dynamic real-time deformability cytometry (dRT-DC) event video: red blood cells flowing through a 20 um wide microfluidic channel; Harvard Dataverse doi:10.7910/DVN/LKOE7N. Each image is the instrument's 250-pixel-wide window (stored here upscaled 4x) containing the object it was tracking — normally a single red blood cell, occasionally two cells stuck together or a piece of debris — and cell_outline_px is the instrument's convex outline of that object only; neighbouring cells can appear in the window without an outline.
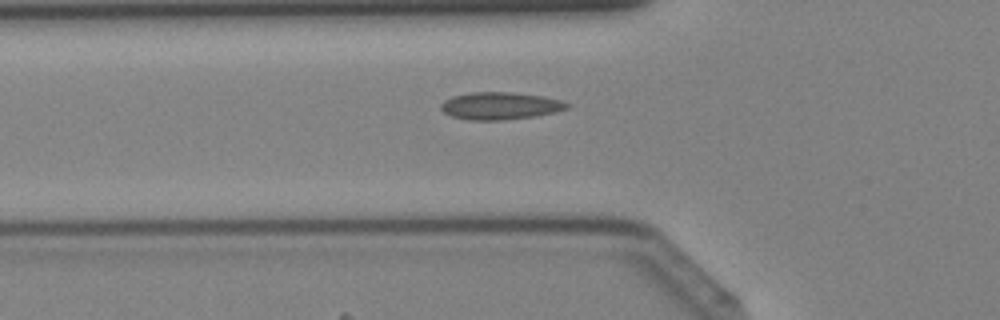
{"species": "Egyptian fruit bat (a non-hibernating species)", "species_latin": "Rousettus aegyptiacus", "temperature_condition": "cold", "stored_images_in_passage": 42, "camera_frame_rate_fps": 3000, "um_per_image_px": 0.085, "animal": {"sex": "female"}, "frame": {"image": 1, "passage_image": 15, "time_ms": 4.667, "image_size_px": [1000, 320], "cell_outline_px": [[572, 104], [568, 108], [552, 112], [532, 116], [504, 120], [472, 120], [452, 116], [444, 112], [440, 108], [440, 104], [444, 100], [452, 96], [468, 92], [512, 92], [544, 96], [560, 100]], "centroid_in_image_um": [42.49, 8.98], "position_along_channel_um": 83.3, "area_um2": 20.06}}
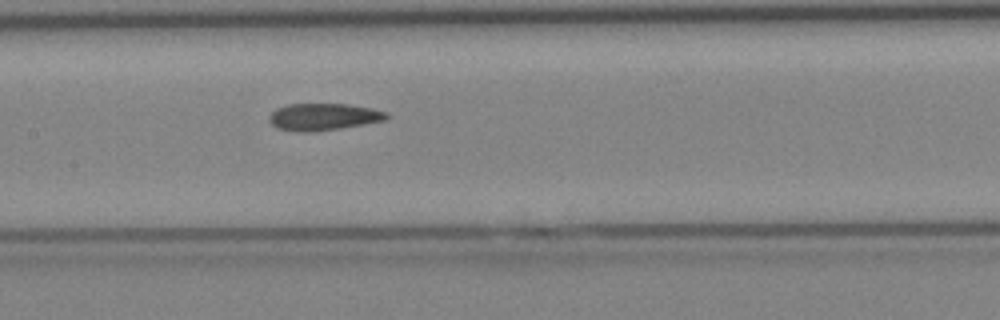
{"frame": {"image": 2, "passage_image": 21, "time_ms": 6.667, "image_size_px": [1000, 320], "cell_outline_px": [[392, 116], [388, 120], [340, 128], [312, 132], [300, 132], [276, 128], [268, 120], [272, 112], [276, 108], [288, 104], [348, 104], [372, 108], [388, 112]], "centroid_in_image_um": [27.54, 9.93], "position_along_channel_um": 179.9, "area_um2": 18.67}}
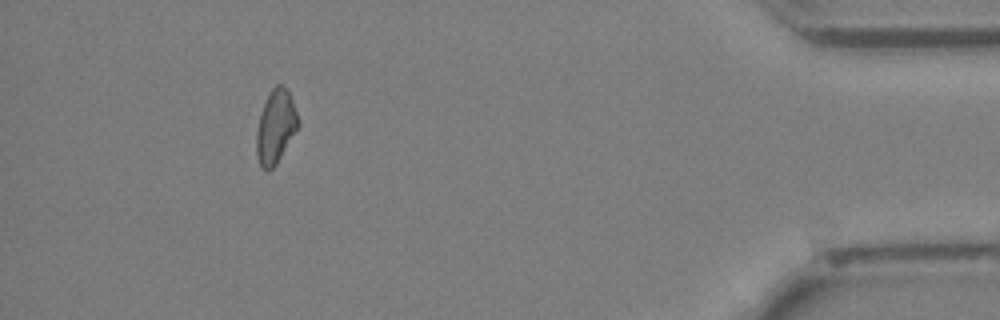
{"frame": {"image": 3, "passage_image": 39, "time_ms": 12.667, "image_size_px": [1000, 320], "cell_outline_px": [[300, 124], [276, 164], [268, 172], [260, 164], [256, 156], [256, 132], [260, 116], [268, 92], [276, 84], [284, 84], [292, 100], [300, 120]], "centroid_in_image_um": [23.43, 10.75], "position_along_channel_um": 411.8, "area_um2": 17.8}}